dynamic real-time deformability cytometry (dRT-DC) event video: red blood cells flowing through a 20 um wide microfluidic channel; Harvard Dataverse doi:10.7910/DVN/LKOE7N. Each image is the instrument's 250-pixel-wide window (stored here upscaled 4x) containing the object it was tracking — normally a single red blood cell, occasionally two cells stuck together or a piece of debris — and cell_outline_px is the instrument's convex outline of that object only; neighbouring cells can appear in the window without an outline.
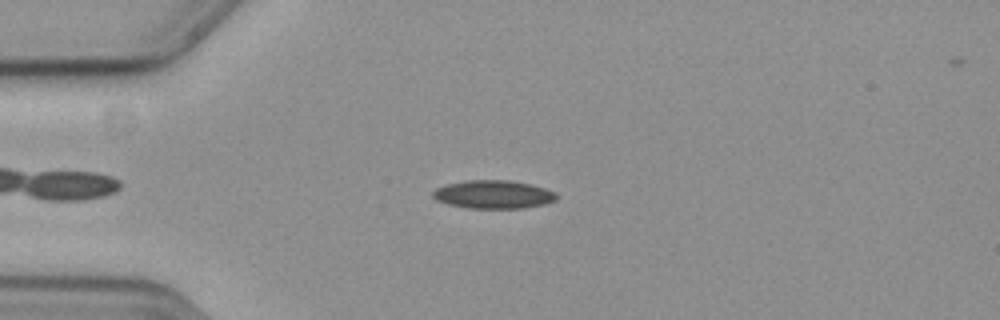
{"species": "common noctule bat (a hibernating species)", "species_latin": "Nyctalus noctula", "temperature_condition": "cold", "stored_images_in_passage": 47, "camera_frame_rate_fps": 3000, "um_per_image_px": 0.085, "animal": {"sex": "female", "body_mass_g": 19.3, "forearm_length_mm": 54.1}, "frame": {"image": 1, "passage_image": 4, "time_ms": 1.0, "image_size_px": [1000, 320], "cell_outline_px": [[556, 200], [544, 204], [524, 208], [468, 208], [448, 204], [436, 200], [432, 196], [432, 192], [436, 188], [448, 184], [468, 180], [508, 180], [528, 184], [544, 188], [556, 192]], "centroid_in_image_um": [41.92, 16.53], "position_along_channel_um": 43.1, "area_um2": 20.23}}
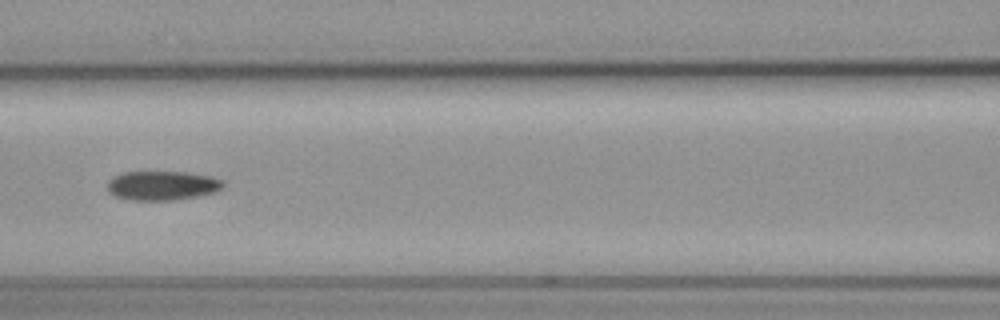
{"frame": {"image": 2, "passage_image": 15, "time_ms": 4.667, "image_size_px": [1000, 320], "cell_outline_px": [[224, 184], [216, 192], [176, 200], [128, 200], [116, 196], [108, 192], [108, 180], [112, 176], [124, 172], [184, 172], [212, 176], [224, 180]], "centroid_in_image_um": [13.78, 15.77], "position_along_channel_um": 152.8, "area_um2": 19.83}}
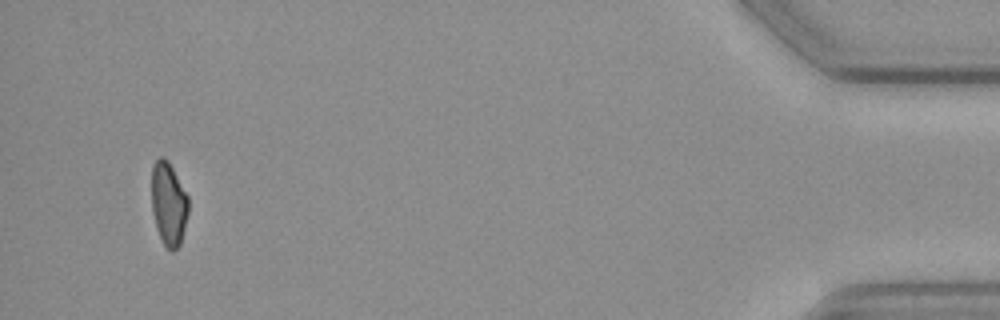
{"frame": {"image": 3, "passage_image": 44, "time_ms": 14.333, "image_size_px": [1000, 320], "cell_outline_px": [[188, 212], [180, 244], [172, 252], [164, 244], [156, 228], [152, 212], [152, 164], [160, 156], [164, 156], [168, 160], [188, 196]], "centroid_in_image_um": [14.32, 17.29], "position_along_channel_um": 420.9, "area_um2": 17.8}, "authors_computed_cell_mechanics": {"area_um2": 19.652, "velocity_mm_per_s": 3.6397, "shape_relaxation_time_tau1_ms": 9.0121, "shape_relaxation_time_tau2_ms": null, "deformation_change_tau1": 0.1565, "deformation_change_tau2": null}}